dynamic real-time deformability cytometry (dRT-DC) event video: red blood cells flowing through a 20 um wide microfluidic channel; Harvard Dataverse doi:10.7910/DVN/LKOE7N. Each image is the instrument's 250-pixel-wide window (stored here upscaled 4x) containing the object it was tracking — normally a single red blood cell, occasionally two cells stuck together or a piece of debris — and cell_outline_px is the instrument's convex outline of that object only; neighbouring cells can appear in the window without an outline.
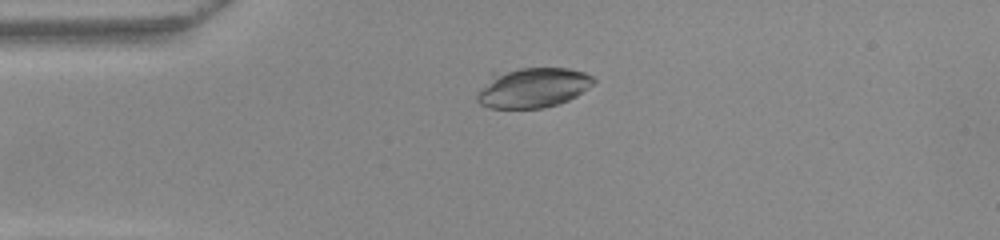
{"species": "common noctule bat (a hibernating species)", "species_latin": "Nyctalus noctula", "temperature_condition": "warm", "stored_images_in_passage": 41, "camera_frame_rate_fps": 3000, "um_per_image_px": 0.085, "animal": {"sex": "female", "body_mass_g": 22.0, "forearm_length_mm": 56.7}, "frame": {"image": 1, "passage_image": 2, "time_ms": 0.333, "image_size_px": [1000, 240], "cell_outline_px": [[596, 80], [588, 88], [576, 96], [568, 100], [544, 108], [488, 108], [480, 104], [476, 100], [476, 92], [492, 72], [520, 68], [568, 68], [584, 72], [592, 76]], "centroid_in_image_um": [45.23, 7.44], "position_along_channel_um": 39.8, "area_um2": 27.46}}
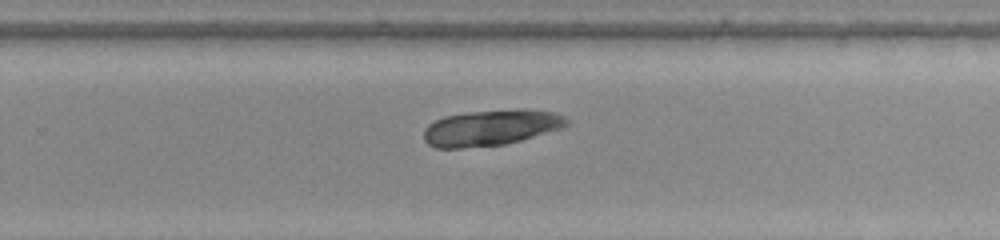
{"frame": {"image": 2, "passage_image": 23, "time_ms": 7.333, "image_size_px": [1000, 240], "cell_outline_px": [[568, 124], [560, 128], [520, 140], [504, 144], [460, 148], [436, 148], [428, 144], [424, 140], [424, 128], [428, 124], [444, 116], [464, 112], [520, 108], [524, 108], [552, 112], [564, 116], [568, 120]], "centroid_in_image_um": [41.69, 10.84], "position_along_channel_um": 288.1, "area_um2": 29.88}}
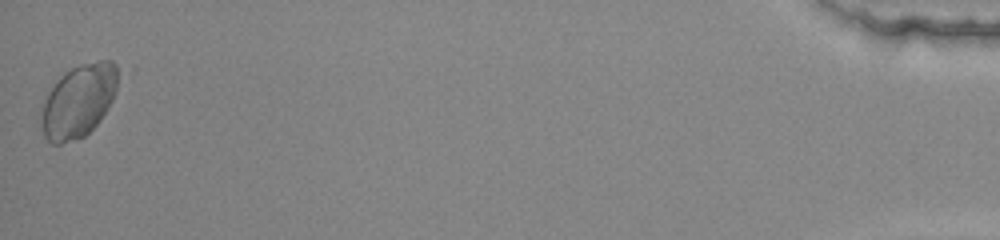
{"frame": {"image": 3, "passage_image": 41, "time_ms": 13.333, "image_size_px": [1000, 240], "cell_outline_px": [[124, 68], [116, 92], [108, 108], [100, 120], [84, 136], [76, 140], [60, 144], [52, 144], [44, 136], [40, 124], [40, 104], [56, 80], [64, 72], [80, 64], [100, 60], [112, 60]], "centroid_in_image_um": [6.71, 8.53], "position_along_channel_um": 428.5, "area_um2": 33.76}, "authors_computed_cell_mechanics": {"area_um2": 29.7092, "velocity_mm_per_s": 3.9532, "shape_relaxation_time_tau1_ms": 3.0304, "shape_relaxation_time_tau2_ms": null, "deformation_change_tau1": 0.0315, "deformation_change_tau2": null}}